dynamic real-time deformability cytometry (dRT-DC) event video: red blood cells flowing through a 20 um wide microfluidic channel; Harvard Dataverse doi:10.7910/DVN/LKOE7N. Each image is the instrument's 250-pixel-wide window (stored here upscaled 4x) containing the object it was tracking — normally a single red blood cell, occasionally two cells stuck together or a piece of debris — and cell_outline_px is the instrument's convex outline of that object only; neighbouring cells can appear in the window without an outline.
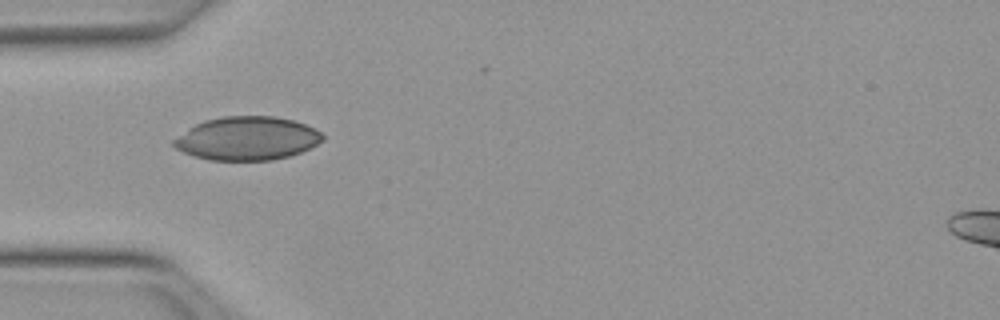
{"species": "Egyptian fruit bat (a non-hibernating species)", "species_latin": "Rousettus aegyptiacus", "temperature_condition": "warm", "stored_images_in_passage": 10, "camera_frame_rate_fps": 3000, "um_per_image_px": 0.085, "animal": {"sex": "female"}, "frame": {"image": 1, "passage_image": 1, "time_ms": 0.0, "image_size_px": [1000, 320], "cell_outline_px": [[324, 140], [300, 152], [288, 156], [272, 160], [208, 160], [184, 152], [176, 148], [172, 144], [172, 140], [188, 128], [204, 120], [224, 116], [276, 116], [292, 120], [316, 128], [324, 136]], "centroid_in_image_um": [21.0, 11.76], "position_along_channel_um": 64.0, "area_um2": 37.63}}
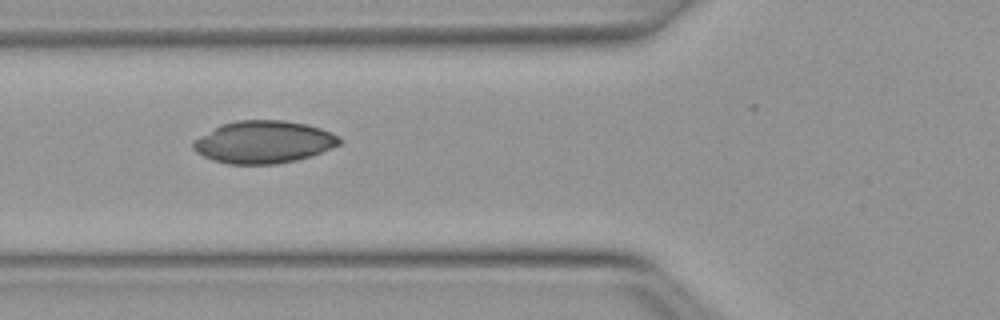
{"frame": {"image": 2, "passage_image": 4, "time_ms": 1.0, "image_size_px": [1000, 320], "cell_outline_px": [[340, 144], [312, 156], [296, 160], [276, 164], [228, 164], [212, 160], [196, 152], [192, 148], [192, 140], [220, 124], [236, 120], [284, 120], [308, 124], [320, 128], [340, 136]], "centroid_in_image_um": [22.38, 12.07], "position_along_channel_um": 103.4, "area_um2": 36.41}}